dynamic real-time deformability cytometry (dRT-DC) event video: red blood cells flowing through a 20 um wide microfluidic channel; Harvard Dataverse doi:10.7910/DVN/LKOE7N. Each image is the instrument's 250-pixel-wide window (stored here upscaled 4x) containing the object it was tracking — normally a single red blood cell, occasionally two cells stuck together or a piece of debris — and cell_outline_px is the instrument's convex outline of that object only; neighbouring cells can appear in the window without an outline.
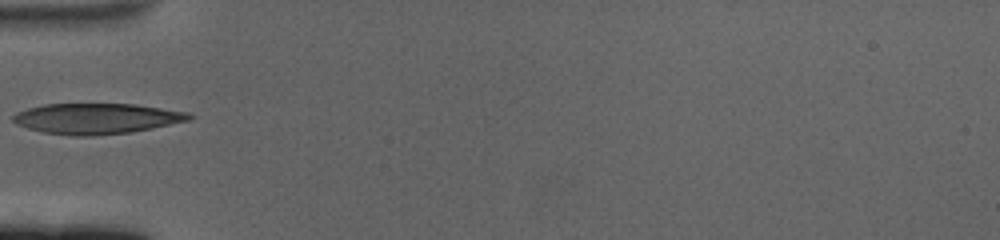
{"species": "human", "species_latin": "Homo sapiens", "temperature_condition": "cold", "stored_images_in_passage": 32, "camera_frame_rate_fps": 3000, "um_per_image_px": 0.085, "donor": {"sex": "female"}, "frame": {"image": 1, "passage_image": 1, "time_ms": 0.0, "image_size_px": [1000, 240], "cell_outline_px": [[196, 116], [188, 120], [152, 128], [128, 132], [92, 136], [76, 136], [44, 132], [28, 128], [16, 124], [12, 120], [12, 116], [16, 112], [28, 108], [44, 104], [136, 104], [188, 112]], "centroid_in_image_um": [8.2, 10.07], "position_along_channel_um": 76.8, "area_um2": 31.27}}
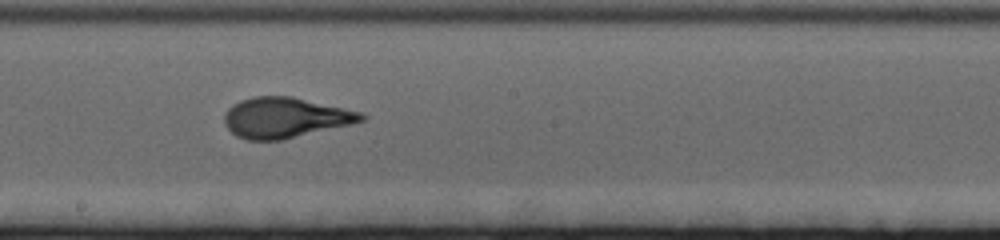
{"frame": {"image": 2, "passage_image": 14, "time_ms": 4.333, "image_size_px": [1000, 240], "cell_outline_px": [[368, 116], [364, 120], [352, 124], [284, 140], [248, 140], [236, 136], [224, 124], [224, 116], [228, 108], [232, 104], [240, 100], [252, 96], [292, 96], [364, 112]], "centroid_in_image_um": [24.27, 10.0], "position_along_channel_um": 223.9, "area_um2": 32.66}}
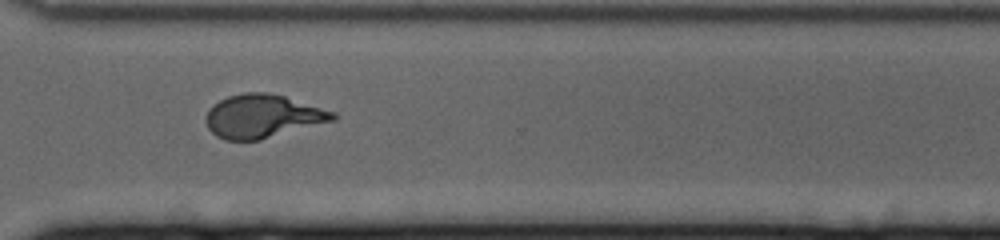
{"frame": {"image": 3, "passage_image": 25, "time_ms": 8.0, "image_size_px": [1000, 240], "cell_outline_px": [[336, 120], [260, 140], [224, 140], [216, 136], [208, 128], [204, 120], [208, 108], [212, 104], [228, 96], [244, 92], [268, 92], [284, 96], [336, 112]], "centroid_in_image_um": [22.3, 9.88], "position_along_channel_um": 348.3, "area_um2": 32.31}}